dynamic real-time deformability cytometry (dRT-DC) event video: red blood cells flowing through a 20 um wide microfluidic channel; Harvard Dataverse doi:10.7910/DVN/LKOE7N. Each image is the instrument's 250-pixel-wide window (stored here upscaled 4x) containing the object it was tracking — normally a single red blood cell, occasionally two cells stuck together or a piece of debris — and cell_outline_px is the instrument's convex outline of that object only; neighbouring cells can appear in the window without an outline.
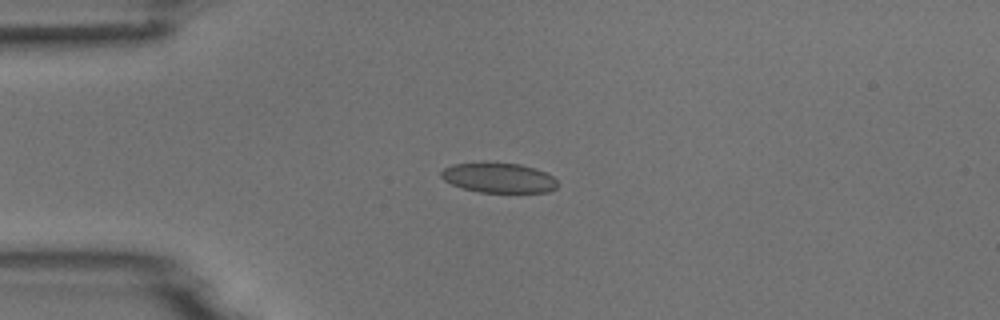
{"species": "common noctule bat (a hibernating species)", "species_latin": "Nyctalus noctula", "temperature_condition": "room temperature", "stored_images_in_passage": 5, "camera_frame_rate_fps": 3000, "um_per_image_px": 0.085, "animal": {"sex": "male", "body_mass_g": 18.8}, "frame": {"image": 1, "passage_image": 3, "time_ms": 2.333, "image_size_px": [1000, 320], "cell_outline_px": [[560, 184], [556, 188], [548, 192], [480, 192], [464, 188], [452, 184], [444, 180], [440, 176], [440, 172], [444, 168], [452, 164], [480, 160], [488, 160], [520, 164], [536, 168], [552, 176]], "centroid_in_image_um": [42.36, 15.06], "position_along_channel_um": 42.6, "area_um2": 20.98}}